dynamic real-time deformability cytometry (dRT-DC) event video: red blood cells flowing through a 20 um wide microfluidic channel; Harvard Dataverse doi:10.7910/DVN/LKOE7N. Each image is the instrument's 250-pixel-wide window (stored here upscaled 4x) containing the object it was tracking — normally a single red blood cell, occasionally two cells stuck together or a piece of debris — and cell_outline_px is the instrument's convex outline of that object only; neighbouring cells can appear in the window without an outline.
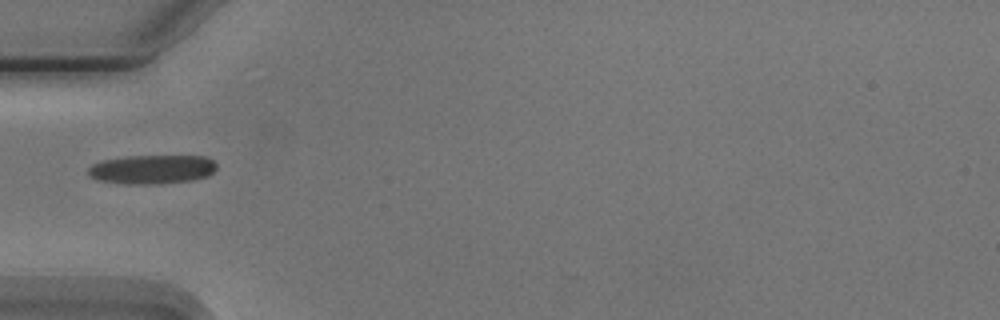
{"species": "Egyptian fruit bat (a non-hibernating species)", "species_latin": "Rousettus aegyptiacus", "temperature_condition": "cold", "stored_images_in_passage": 1, "camera_frame_rate_fps": 3000, "um_per_image_px": 0.085, "animal": {"sex": "male"}, "frame": {"image": 1, "passage_image": 1, "time_ms": 0.0, "image_size_px": [1000, 320], "cell_outline_px": [[216, 168], [208, 176], [192, 180], [160, 184], [128, 184], [96, 180], [88, 176], [88, 168], [92, 164], [100, 160], [124, 156], [204, 156], [212, 160], [216, 164]], "centroid_in_image_um": [12.87, 14.39], "position_along_channel_um": 72.1, "area_um2": 21.96}}